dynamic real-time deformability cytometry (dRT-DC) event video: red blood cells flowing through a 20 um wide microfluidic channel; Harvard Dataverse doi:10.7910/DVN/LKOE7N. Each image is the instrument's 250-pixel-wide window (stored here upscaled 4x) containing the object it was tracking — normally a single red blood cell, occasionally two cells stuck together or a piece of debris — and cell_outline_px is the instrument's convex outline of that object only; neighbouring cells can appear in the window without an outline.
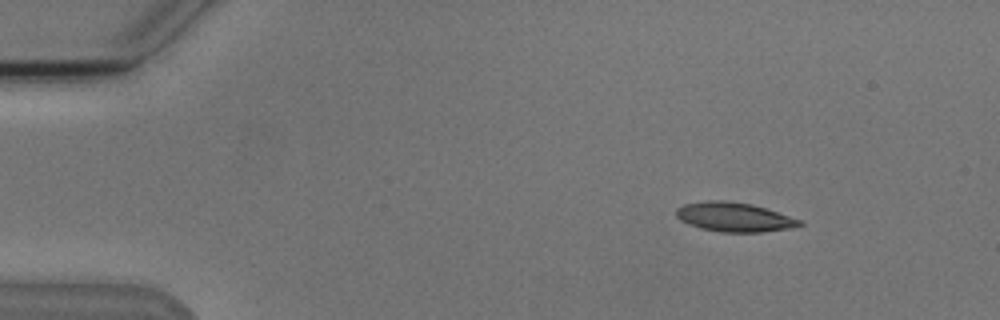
{"species": "Egyptian fruit bat (a non-hibernating species)", "species_latin": "Rousettus aegyptiacus", "temperature_condition": "cold", "stored_images_in_passage": 4, "camera_frame_rate_fps": 3000, "um_per_image_px": 0.085, "animal": {"sex": "male"}, "frame": {"image": 1, "passage_image": 1, "time_ms": 0.0, "image_size_px": [1000, 320], "cell_outline_px": [[804, 224], [792, 228], [760, 232], [720, 232], [700, 228], [688, 224], [680, 220], [676, 216], [676, 208], [684, 204], [708, 200], [724, 200], [752, 204], [800, 220]], "centroid_in_image_um": [62.36, 18.45], "position_along_channel_um": 22.6, "area_um2": 20.92}}
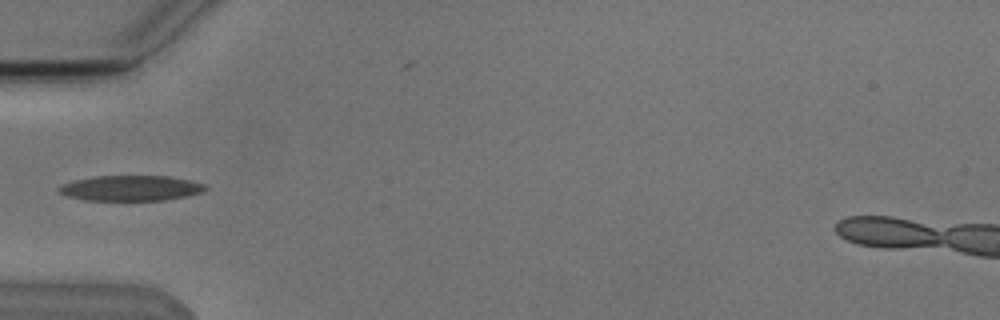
{"frame": {"image": 2, "passage_image": 4, "time_ms": 3.667, "image_size_px": [1000, 320], "cell_outline_px": [[208, 188], [200, 192], [184, 196], [164, 200], [84, 200], [68, 196], [60, 192], [56, 188], [64, 184], [76, 180], [92, 176], [168, 176], [188, 180], [204, 184]], "centroid_in_image_um": [11.09, 15.99], "position_along_channel_um": 73.9, "area_um2": 21.33}}